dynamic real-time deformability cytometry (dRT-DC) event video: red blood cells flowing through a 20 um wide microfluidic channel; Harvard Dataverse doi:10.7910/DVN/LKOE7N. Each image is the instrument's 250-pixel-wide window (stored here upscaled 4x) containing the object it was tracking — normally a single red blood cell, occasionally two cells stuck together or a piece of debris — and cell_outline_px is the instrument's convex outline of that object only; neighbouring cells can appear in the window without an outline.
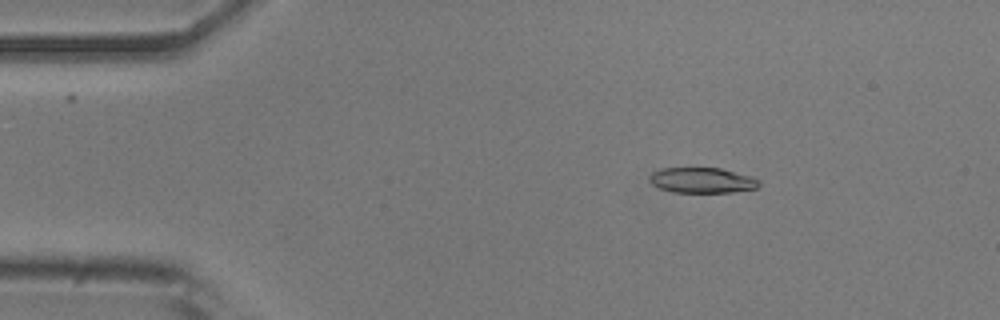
{"species": "common noctule bat (a hibernating species)", "species_latin": "Nyctalus noctula", "temperature_condition": "room temperature", "stored_images_in_passage": 45, "camera_frame_rate_fps": 3000, "um_per_image_px": 0.085, "animal": {"sex": "male", "body_mass_g": 20.5, "forearm_length_mm": 52.5}, "frame": {"image": 1, "passage_image": 3, "time_ms": 0.667, "image_size_px": [1000, 320], "cell_outline_px": [[760, 184], [756, 188], [732, 192], [672, 192], [660, 188], [652, 184], [648, 180], [648, 176], [652, 172], [660, 168], [720, 168], [752, 176], [760, 180]], "centroid_in_image_um": [59.66, 15.32], "position_along_channel_um": 25.3, "area_um2": 16.3}}
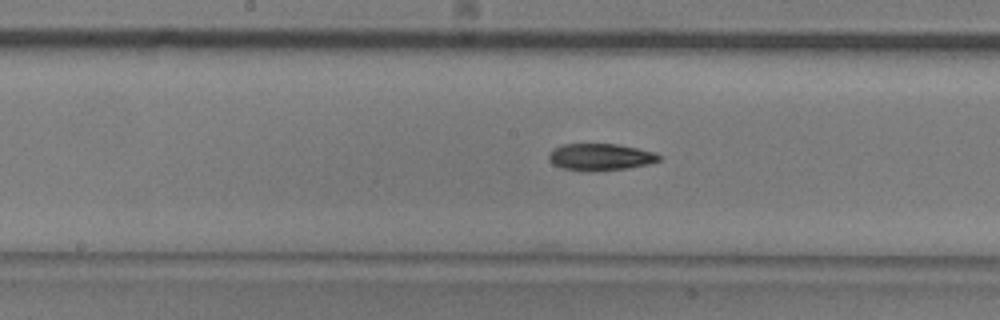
{"frame": {"image": 2, "passage_image": 21, "time_ms": 6.667, "image_size_px": [1000, 320], "cell_outline_px": [[660, 160], [648, 164], [628, 168], [592, 172], [588, 172], [560, 168], [552, 164], [548, 160], [548, 156], [556, 148], [564, 144], [616, 144], [656, 152], [660, 156]], "centroid_in_image_um": [51.02, 13.36], "position_along_channel_um": 197.2, "area_um2": 17.34}}
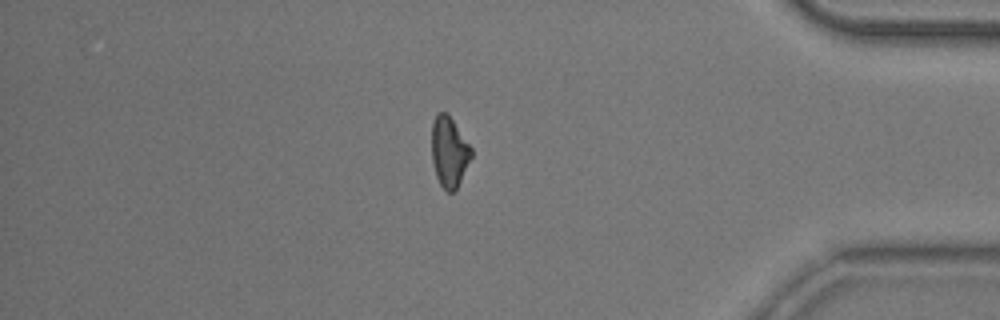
{"frame": {"image": 3, "passage_image": 39, "time_ms": 12.667, "image_size_px": [1000, 320], "cell_outline_px": [[472, 156], [456, 188], [452, 192], [448, 192], [440, 184], [436, 176], [432, 160], [432, 120], [436, 112], [448, 112], [472, 148]], "centroid_in_image_um": [38.17, 12.84], "position_along_channel_um": 397.0, "area_um2": 16.24}, "authors_computed_cell_mechanics": {"area_um2": 16.9932, "velocity_mm_per_s": 3.8877, "shape_relaxation_time_tau1_ms": 4.4769, "shape_relaxation_time_tau2_ms": 11.3163, "deformation_change_tau1": 0.1518, "deformation_change_tau2": 0.2165}}